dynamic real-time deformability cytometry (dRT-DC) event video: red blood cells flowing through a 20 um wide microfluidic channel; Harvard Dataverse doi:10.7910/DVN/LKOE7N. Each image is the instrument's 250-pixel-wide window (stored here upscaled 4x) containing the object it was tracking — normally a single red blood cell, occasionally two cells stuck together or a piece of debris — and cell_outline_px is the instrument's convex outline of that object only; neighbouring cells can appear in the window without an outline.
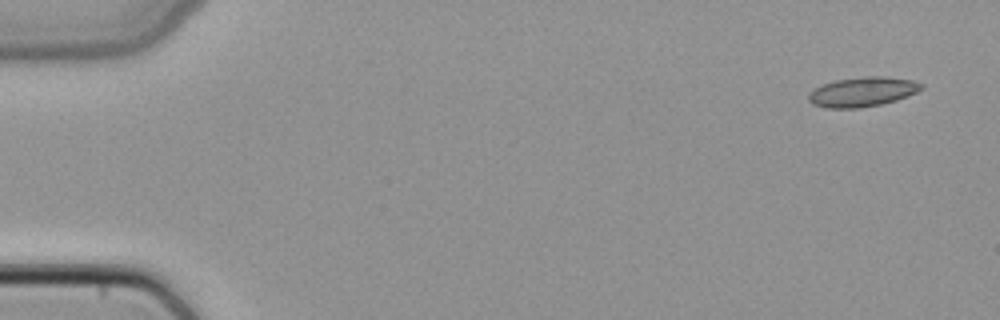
{"species": "common noctule bat (a hibernating species)", "species_latin": "Nyctalus noctula", "temperature_condition": "cold", "stored_images_in_passage": 4, "camera_frame_rate_fps": 3000, "um_per_image_px": 0.085, "animal": {"sex": "female", "body_mass_g": 22.7, "forearm_length_mm": 54.2}, "frame": {"image": 1, "passage_image": 1, "time_ms": 0.0, "image_size_px": [1000, 320], "cell_outline_px": [[924, 88], [908, 96], [896, 100], [880, 104], [860, 108], [828, 108], [812, 104], [808, 100], [808, 96], [816, 88], [824, 84], [836, 80], [864, 76], [880, 76], [912, 80], [924, 84]], "centroid_in_image_um": [73.34, 7.81], "position_along_channel_um": 11.7, "area_um2": 19.31}}
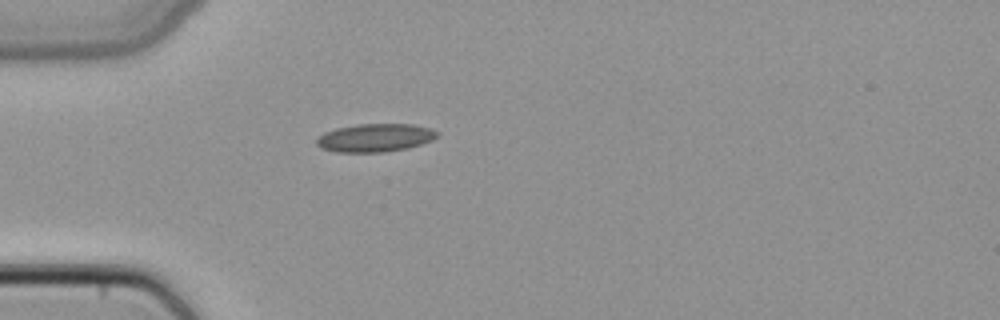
{"frame": {"image": 2, "passage_image": 4, "time_ms": 1.0, "image_size_px": [1000, 320], "cell_outline_px": [[440, 136], [432, 140], [408, 148], [384, 152], [336, 152], [320, 148], [316, 144], [316, 140], [324, 132], [336, 128], [356, 124], [412, 124], [428, 128], [440, 132]], "centroid_in_image_um": [31.89, 11.71], "position_along_channel_um": 53.1, "area_um2": 19.88}}